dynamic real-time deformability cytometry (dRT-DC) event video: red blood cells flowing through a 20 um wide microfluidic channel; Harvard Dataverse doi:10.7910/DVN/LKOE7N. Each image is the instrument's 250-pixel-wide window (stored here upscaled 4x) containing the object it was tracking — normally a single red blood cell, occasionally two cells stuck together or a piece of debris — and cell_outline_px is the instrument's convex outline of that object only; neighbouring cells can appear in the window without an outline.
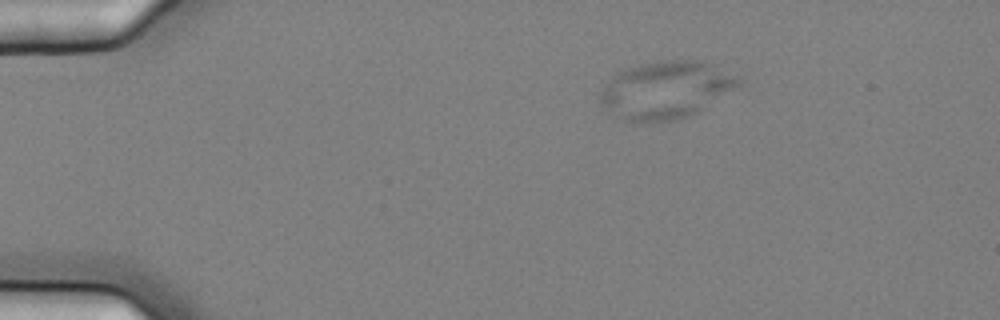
{"species": "common noctule bat (a hibernating species)", "species_latin": "Nyctalus noctula", "temperature_condition": "cold", "stored_images_in_passage": 9, "camera_frame_rate_fps": 3000, "um_per_image_px": 0.085, "animal": {"sex": "female", "body_mass_g": 25.1}, "frame": {"image": 1, "passage_image": 2, "time_ms": 0.333, "image_size_px": [1000, 320], "cell_outline_px": [[744, 76], [740, 84], [696, 112], [688, 116], [676, 120], [640, 124], [632, 124], [608, 112], [600, 104], [600, 96], [604, 88], [612, 76], [616, 72], [624, 68], [660, 60], [696, 60], [716, 64]], "centroid_in_image_um": [56.6, 7.64], "position_along_channel_um": 28.4, "area_um2": 46.93}}
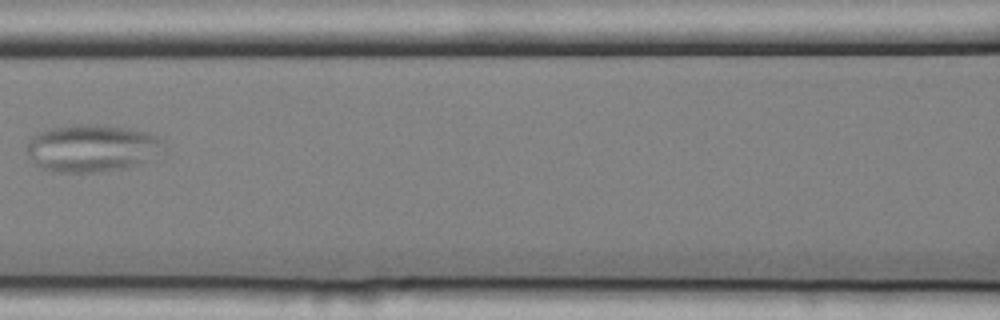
{"frame": {"image": 2, "passage_image": 7, "time_ms": 2.0, "image_size_px": [1000, 320], "cell_outline_px": [[164, 144], [144, 160], [128, 168], [104, 172], [52, 172], [40, 168], [36, 164], [28, 152], [28, 140], [32, 136], [40, 132], [52, 128], [72, 124], [92, 124], [128, 128], [148, 132], [160, 136]], "centroid_in_image_um": [7.76, 12.59], "position_along_channel_um": 158.8, "area_um2": 37.34}}
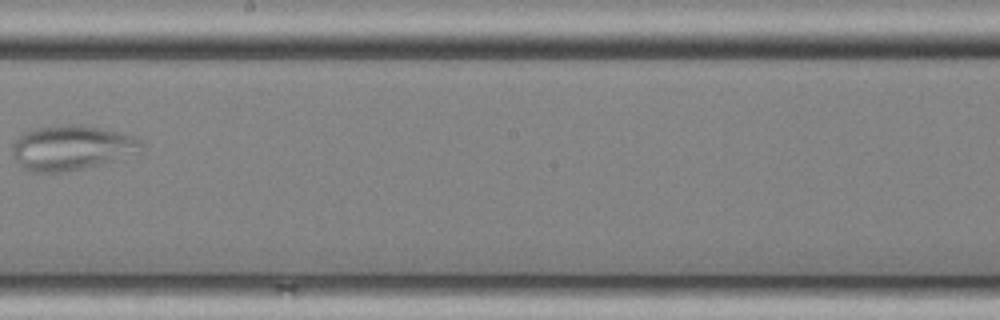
{"frame": {"image": 3, "passage_image": 9, "time_ms": 2.667, "image_size_px": [1000, 320], "cell_outline_px": [[148, 148], [140, 156], [60, 172], [32, 172], [24, 168], [12, 156], [12, 144], [24, 132], [32, 128], [64, 124], [72, 124], [100, 128], [136, 136]], "centroid_in_image_um": [6.2, 12.56], "position_along_channel_um": 242.0, "area_um2": 34.33}}